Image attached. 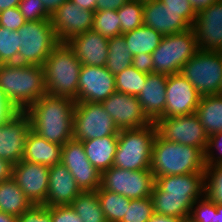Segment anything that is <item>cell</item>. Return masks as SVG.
Returning <instances> with one entry per match:
<instances>
[{"instance_id": "cell-1", "label": "cell", "mask_w": 222, "mask_h": 222, "mask_svg": "<svg viewBox=\"0 0 222 222\" xmlns=\"http://www.w3.org/2000/svg\"><path fill=\"white\" fill-rule=\"evenodd\" d=\"M204 189V172L158 177L151 194L154 212L187 219Z\"/></svg>"}, {"instance_id": "cell-2", "label": "cell", "mask_w": 222, "mask_h": 222, "mask_svg": "<svg viewBox=\"0 0 222 222\" xmlns=\"http://www.w3.org/2000/svg\"><path fill=\"white\" fill-rule=\"evenodd\" d=\"M75 99L46 94L25 112L29 115L31 130L52 143L63 146L73 139Z\"/></svg>"}, {"instance_id": "cell-3", "label": "cell", "mask_w": 222, "mask_h": 222, "mask_svg": "<svg viewBox=\"0 0 222 222\" xmlns=\"http://www.w3.org/2000/svg\"><path fill=\"white\" fill-rule=\"evenodd\" d=\"M0 89L18 111H26L46 95L43 66L0 64Z\"/></svg>"}, {"instance_id": "cell-4", "label": "cell", "mask_w": 222, "mask_h": 222, "mask_svg": "<svg viewBox=\"0 0 222 222\" xmlns=\"http://www.w3.org/2000/svg\"><path fill=\"white\" fill-rule=\"evenodd\" d=\"M205 153L194 146L160 138L157 134L152 147L150 170L154 178L205 171Z\"/></svg>"}, {"instance_id": "cell-5", "label": "cell", "mask_w": 222, "mask_h": 222, "mask_svg": "<svg viewBox=\"0 0 222 222\" xmlns=\"http://www.w3.org/2000/svg\"><path fill=\"white\" fill-rule=\"evenodd\" d=\"M81 67L73 49L59 42L43 64L46 94L76 99Z\"/></svg>"}, {"instance_id": "cell-6", "label": "cell", "mask_w": 222, "mask_h": 222, "mask_svg": "<svg viewBox=\"0 0 222 222\" xmlns=\"http://www.w3.org/2000/svg\"><path fill=\"white\" fill-rule=\"evenodd\" d=\"M156 134L154 122L145 127L120 130L113 166L133 171L149 170Z\"/></svg>"}, {"instance_id": "cell-7", "label": "cell", "mask_w": 222, "mask_h": 222, "mask_svg": "<svg viewBox=\"0 0 222 222\" xmlns=\"http://www.w3.org/2000/svg\"><path fill=\"white\" fill-rule=\"evenodd\" d=\"M18 64L43 66L51 50L60 42L51 20L26 21L17 30Z\"/></svg>"}, {"instance_id": "cell-8", "label": "cell", "mask_w": 222, "mask_h": 222, "mask_svg": "<svg viewBox=\"0 0 222 222\" xmlns=\"http://www.w3.org/2000/svg\"><path fill=\"white\" fill-rule=\"evenodd\" d=\"M199 51L192 28L163 36L153 51V73L172 75L180 73L184 64Z\"/></svg>"}, {"instance_id": "cell-9", "label": "cell", "mask_w": 222, "mask_h": 222, "mask_svg": "<svg viewBox=\"0 0 222 222\" xmlns=\"http://www.w3.org/2000/svg\"><path fill=\"white\" fill-rule=\"evenodd\" d=\"M180 73L201 96L221 94L222 55L199 50L182 67Z\"/></svg>"}, {"instance_id": "cell-10", "label": "cell", "mask_w": 222, "mask_h": 222, "mask_svg": "<svg viewBox=\"0 0 222 222\" xmlns=\"http://www.w3.org/2000/svg\"><path fill=\"white\" fill-rule=\"evenodd\" d=\"M119 132V128L101 103L76 102L73 116V140H92L118 135Z\"/></svg>"}, {"instance_id": "cell-11", "label": "cell", "mask_w": 222, "mask_h": 222, "mask_svg": "<svg viewBox=\"0 0 222 222\" xmlns=\"http://www.w3.org/2000/svg\"><path fill=\"white\" fill-rule=\"evenodd\" d=\"M155 178L151 170H125L112 166L101 173L102 190L121 194L129 199L151 197Z\"/></svg>"}, {"instance_id": "cell-12", "label": "cell", "mask_w": 222, "mask_h": 222, "mask_svg": "<svg viewBox=\"0 0 222 222\" xmlns=\"http://www.w3.org/2000/svg\"><path fill=\"white\" fill-rule=\"evenodd\" d=\"M154 124L156 133L160 138L183 145L194 146L205 153L209 136L196 113L159 118Z\"/></svg>"}, {"instance_id": "cell-13", "label": "cell", "mask_w": 222, "mask_h": 222, "mask_svg": "<svg viewBox=\"0 0 222 222\" xmlns=\"http://www.w3.org/2000/svg\"><path fill=\"white\" fill-rule=\"evenodd\" d=\"M61 163L70 171L82 192L100 188L101 173L89 162L81 141L72 139L62 146Z\"/></svg>"}, {"instance_id": "cell-14", "label": "cell", "mask_w": 222, "mask_h": 222, "mask_svg": "<svg viewBox=\"0 0 222 222\" xmlns=\"http://www.w3.org/2000/svg\"><path fill=\"white\" fill-rule=\"evenodd\" d=\"M115 91V75L105 66L82 65L76 102L101 103Z\"/></svg>"}, {"instance_id": "cell-15", "label": "cell", "mask_w": 222, "mask_h": 222, "mask_svg": "<svg viewBox=\"0 0 222 222\" xmlns=\"http://www.w3.org/2000/svg\"><path fill=\"white\" fill-rule=\"evenodd\" d=\"M94 12L79 8L71 0L66 1L51 15V24L60 42L92 30Z\"/></svg>"}, {"instance_id": "cell-16", "label": "cell", "mask_w": 222, "mask_h": 222, "mask_svg": "<svg viewBox=\"0 0 222 222\" xmlns=\"http://www.w3.org/2000/svg\"><path fill=\"white\" fill-rule=\"evenodd\" d=\"M201 97L194 86L181 73L168 75L167 99L163 118L195 113Z\"/></svg>"}, {"instance_id": "cell-17", "label": "cell", "mask_w": 222, "mask_h": 222, "mask_svg": "<svg viewBox=\"0 0 222 222\" xmlns=\"http://www.w3.org/2000/svg\"><path fill=\"white\" fill-rule=\"evenodd\" d=\"M101 104L119 130L145 127L152 123L135 96L115 91Z\"/></svg>"}, {"instance_id": "cell-18", "label": "cell", "mask_w": 222, "mask_h": 222, "mask_svg": "<svg viewBox=\"0 0 222 222\" xmlns=\"http://www.w3.org/2000/svg\"><path fill=\"white\" fill-rule=\"evenodd\" d=\"M31 130L29 115L18 111L0 127V158L12 165L18 164L23 157L25 140Z\"/></svg>"}, {"instance_id": "cell-19", "label": "cell", "mask_w": 222, "mask_h": 222, "mask_svg": "<svg viewBox=\"0 0 222 222\" xmlns=\"http://www.w3.org/2000/svg\"><path fill=\"white\" fill-rule=\"evenodd\" d=\"M48 166L21 160L13 165L12 178L33 205H44L49 185Z\"/></svg>"}, {"instance_id": "cell-20", "label": "cell", "mask_w": 222, "mask_h": 222, "mask_svg": "<svg viewBox=\"0 0 222 222\" xmlns=\"http://www.w3.org/2000/svg\"><path fill=\"white\" fill-rule=\"evenodd\" d=\"M143 25L151 27L163 36L177 34L191 28L182 18V12L166 8L160 0L144 4Z\"/></svg>"}, {"instance_id": "cell-21", "label": "cell", "mask_w": 222, "mask_h": 222, "mask_svg": "<svg viewBox=\"0 0 222 222\" xmlns=\"http://www.w3.org/2000/svg\"><path fill=\"white\" fill-rule=\"evenodd\" d=\"M108 39L91 30L71 38L67 44L82 65L103 67L108 57Z\"/></svg>"}, {"instance_id": "cell-22", "label": "cell", "mask_w": 222, "mask_h": 222, "mask_svg": "<svg viewBox=\"0 0 222 222\" xmlns=\"http://www.w3.org/2000/svg\"><path fill=\"white\" fill-rule=\"evenodd\" d=\"M81 192L76 180L62 163L50 167L45 206L70 205Z\"/></svg>"}, {"instance_id": "cell-23", "label": "cell", "mask_w": 222, "mask_h": 222, "mask_svg": "<svg viewBox=\"0 0 222 222\" xmlns=\"http://www.w3.org/2000/svg\"><path fill=\"white\" fill-rule=\"evenodd\" d=\"M167 81L168 75L166 74H147L144 87L137 96L143 112L151 122L163 118L167 99Z\"/></svg>"}, {"instance_id": "cell-24", "label": "cell", "mask_w": 222, "mask_h": 222, "mask_svg": "<svg viewBox=\"0 0 222 222\" xmlns=\"http://www.w3.org/2000/svg\"><path fill=\"white\" fill-rule=\"evenodd\" d=\"M62 146L47 141L30 130L25 140L22 160L48 166L61 163Z\"/></svg>"}, {"instance_id": "cell-25", "label": "cell", "mask_w": 222, "mask_h": 222, "mask_svg": "<svg viewBox=\"0 0 222 222\" xmlns=\"http://www.w3.org/2000/svg\"><path fill=\"white\" fill-rule=\"evenodd\" d=\"M89 162L100 172L111 168L118 145V135L81 141Z\"/></svg>"}, {"instance_id": "cell-26", "label": "cell", "mask_w": 222, "mask_h": 222, "mask_svg": "<svg viewBox=\"0 0 222 222\" xmlns=\"http://www.w3.org/2000/svg\"><path fill=\"white\" fill-rule=\"evenodd\" d=\"M32 206L31 201L26 197L13 178L0 182L1 212L18 218Z\"/></svg>"}, {"instance_id": "cell-27", "label": "cell", "mask_w": 222, "mask_h": 222, "mask_svg": "<svg viewBox=\"0 0 222 222\" xmlns=\"http://www.w3.org/2000/svg\"><path fill=\"white\" fill-rule=\"evenodd\" d=\"M195 113L208 136L222 132V94L202 96Z\"/></svg>"}, {"instance_id": "cell-28", "label": "cell", "mask_w": 222, "mask_h": 222, "mask_svg": "<svg viewBox=\"0 0 222 222\" xmlns=\"http://www.w3.org/2000/svg\"><path fill=\"white\" fill-rule=\"evenodd\" d=\"M122 36L125 38L127 48L133 56L141 53L152 54L159 46L163 37V35L145 25L127 32Z\"/></svg>"}, {"instance_id": "cell-29", "label": "cell", "mask_w": 222, "mask_h": 222, "mask_svg": "<svg viewBox=\"0 0 222 222\" xmlns=\"http://www.w3.org/2000/svg\"><path fill=\"white\" fill-rule=\"evenodd\" d=\"M70 205L83 222H107L97 191L81 192Z\"/></svg>"}, {"instance_id": "cell-30", "label": "cell", "mask_w": 222, "mask_h": 222, "mask_svg": "<svg viewBox=\"0 0 222 222\" xmlns=\"http://www.w3.org/2000/svg\"><path fill=\"white\" fill-rule=\"evenodd\" d=\"M133 55L127 48L125 38L120 35L108 39V57L105 67L113 74L132 65Z\"/></svg>"}, {"instance_id": "cell-31", "label": "cell", "mask_w": 222, "mask_h": 222, "mask_svg": "<svg viewBox=\"0 0 222 222\" xmlns=\"http://www.w3.org/2000/svg\"><path fill=\"white\" fill-rule=\"evenodd\" d=\"M96 191L106 221L121 222L131 199L101 188Z\"/></svg>"}, {"instance_id": "cell-32", "label": "cell", "mask_w": 222, "mask_h": 222, "mask_svg": "<svg viewBox=\"0 0 222 222\" xmlns=\"http://www.w3.org/2000/svg\"><path fill=\"white\" fill-rule=\"evenodd\" d=\"M146 76L131 65L115 74L116 91L137 97L144 87Z\"/></svg>"}, {"instance_id": "cell-33", "label": "cell", "mask_w": 222, "mask_h": 222, "mask_svg": "<svg viewBox=\"0 0 222 222\" xmlns=\"http://www.w3.org/2000/svg\"><path fill=\"white\" fill-rule=\"evenodd\" d=\"M143 8V3L136 0H129L120 9H117L121 35L143 25Z\"/></svg>"}, {"instance_id": "cell-34", "label": "cell", "mask_w": 222, "mask_h": 222, "mask_svg": "<svg viewBox=\"0 0 222 222\" xmlns=\"http://www.w3.org/2000/svg\"><path fill=\"white\" fill-rule=\"evenodd\" d=\"M92 31L107 38L121 35L120 19L117 10L94 12Z\"/></svg>"}, {"instance_id": "cell-35", "label": "cell", "mask_w": 222, "mask_h": 222, "mask_svg": "<svg viewBox=\"0 0 222 222\" xmlns=\"http://www.w3.org/2000/svg\"><path fill=\"white\" fill-rule=\"evenodd\" d=\"M204 186V196L215 204H222V164L206 165Z\"/></svg>"}, {"instance_id": "cell-36", "label": "cell", "mask_w": 222, "mask_h": 222, "mask_svg": "<svg viewBox=\"0 0 222 222\" xmlns=\"http://www.w3.org/2000/svg\"><path fill=\"white\" fill-rule=\"evenodd\" d=\"M19 37L17 31L0 26V64L18 63Z\"/></svg>"}, {"instance_id": "cell-37", "label": "cell", "mask_w": 222, "mask_h": 222, "mask_svg": "<svg viewBox=\"0 0 222 222\" xmlns=\"http://www.w3.org/2000/svg\"><path fill=\"white\" fill-rule=\"evenodd\" d=\"M154 213L151 197L131 199L121 222H147Z\"/></svg>"}, {"instance_id": "cell-38", "label": "cell", "mask_w": 222, "mask_h": 222, "mask_svg": "<svg viewBox=\"0 0 222 222\" xmlns=\"http://www.w3.org/2000/svg\"><path fill=\"white\" fill-rule=\"evenodd\" d=\"M216 212V204L203 196L194 202L188 218L192 222H216Z\"/></svg>"}, {"instance_id": "cell-39", "label": "cell", "mask_w": 222, "mask_h": 222, "mask_svg": "<svg viewBox=\"0 0 222 222\" xmlns=\"http://www.w3.org/2000/svg\"><path fill=\"white\" fill-rule=\"evenodd\" d=\"M18 8L26 21L51 19V15L40 0H21Z\"/></svg>"}, {"instance_id": "cell-40", "label": "cell", "mask_w": 222, "mask_h": 222, "mask_svg": "<svg viewBox=\"0 0 222 222\" xmlns=\"http://www.w3.org/2000/svg\"><path fill=\"white\" fill-rule=\"evenodd\" d=\"M16 222H53L51 206L33 205L29 210L21 214Z\"/></svg>"}, {"instance_id": "cell-41", "label": "cell", "mask_w": 222, "mask_h": 222, "mask_svg": "<svg viewBox=\"0 0 222 222\" xmlns=\"http://www.w3.org/2000/svg\"><path fill=\"white\" fill-rule=\"evenodd\" d=\"M215 150L219 151L218 157L216 153L214 154ZM205 164L206 165L222 164V132L215 133L208 137V144L205 151Z\"/></svg>"}, {"instance_id": "cell-42", "label": "cell", "mask_w": 222, "mask_h": 222, "mask_svg": "<svg viewBox=\"0 0 222 222\" xmlns=\"http://www.w3.org/2000/svg\"><path fill=\"white\" fill-rule=\"evenodd\" d=\"M26 20L20 13L18 7L8 8L0 12V26H3L9 30L17 31L20 29Z\"/></svg>"}, {"instance_id": "cell-43", "label": "cell", "mask_w": 222, "mask_h": 222, "mask_svg": "<svg viewBox=\"0 0 222 222\" xmlns=\"http://www.w3.org/2000/svg\"><path fill=\"white\" fill-rule=\"evenodd\" d=\"M166 8L175 12H182V18L192 27L197 13L194 11L189 0H160Z\"/></svg>"}, {"instance_id": "cell-44", "label": "cell", "mask_w": 222, "mask_h": 222, "mask_svg": "<svg viewBox=\"0 0 222 222\" xmlns=\"http://www.w3.org/2000/svg\"><path fill=\"white\" fill-rule=\"evenodd\" d=\"M53 222H83L71 205L51 206Z\"/></svg>"}, {"instance_id": "cell-45", "label": "cell", "mask_w": 222, "mask_h": 222, "mask_svg": "<svg viewBox=\"0 0 222 222\" xmlns=\"http://www.w3.org/2000/svg\"><path fill=\"white\" fill-rule=\"evenodd\" d=\"M17 112L18 110L13 106L5 93L0 89V127Z\"/></svg>"}, {"instance_id": "cell-46", "label": "cell", "mask_w": 222, "mask_h": 222, "mask_svg": "<svg viewBox=\"0 0 222 222\" xmlns=\"http://www.w3.org/2000/svg\"><path fill=\"white\" fill-rule=\"evenodd\" d=\"M132 66L146 74L153 73V59L149 53H141L133 56Z\"/></svg>"}, {"instance_id": "cell-47", "label": "cell", "mask_w": 222, "mask_h": 222, "mask_svg": "<svg viewBox=\"0 0 222 222\" xmlns=\"http://www.w3.org/2000/svg\"><path fill=\"white\" fill-rule=\"evenodd\" d=\"M129 0H97L96 12L102 10L120 9Z\"/></svg>"}, {"instance_id": "cell-48", "label": "cell", "mask_w": 222, "mask_h": 222, "mask_svg": "<svg viewBox=\"0 0 222 222\" xmlns=\"http://www.w3.org/2000/svg\"><path fill=\"white\" fill-rule=\"evenodd\" d=\"M13 165L5 159L0 158V182L12 178Z\"/></svg>"}, {"instance_id": "cell-49", "label": "cell", "mask_w": 222, "mask_h": 222, "mask_svg": "<svg viewBox=\"0 0 222 222\" xmlns=\"http://www.w3.org/2000/svg\"><path fill=\"white\" fill-rule=\"evenodd\" d=\"M45 7V10L50 14H54V12L60 8L66 1L69 0H40Z\"/></svg>"}, {"instance_id": "cell-50", "label": "cell", "mask_w": 222, "mask_h": 222, "mask_svg": "<svg viewBox=\"0 0 222 222\" xmlns=\"http://www.w3.org/2000/svg\"><path fill=\"white\" fill-rule=\"evenodd\" d=\"M184 219L168 215L154 213L147 222H182Z\"/></svg>"}, {"instance_id": "cell-51", "label": "cell", "mask_w": 222, "mask_h": 222, "mask_svg": "<svg viewBox=\"0 0 222 222\" xmlns=\"http://www.w3.org/2000/svg\"><path fill=\"white\" fill-rule=\"evenodd\" d=\"M73 3L77 4L79 8L84 10L96 12L97 0H71Z\"/></svg>"}, {"instance_id": "cell-52", "label": "cell", "mask_w": 222, "mask_h": 222, "mask_svg": "<svg viewBox=\"0 0 222 222\" xmlns=\"http://www.w3.org/2000/svg\"><path fill=\"white\" fill-rule=\"evenodd\" d=\"M20 1L21 0H0V12L8 8L18 7Z\"/></svg>"}, {"instance_id": "cell-53", "label": "cell", "mask_w": 222, "mask_h": 222, "mask_svg": "<svg viewBox=\"0 0 222 222\" xmlns=\"http://www.w3.org/2000/svg\"><path fill=\"white\" fill-rule=\"evenodd\" d=\"M17 217L0 211V222H16Z\"/></svg>"}, {"instance_id": "cell-54", "label": "cell", "mask_w": 222, "mask_h": 222, "mask_svg": "<svg viewBox=\"0 0 222 222\" xmlns=\"http://www.w3.org/2000/svg\"><path fill=\"white\" fill-rule=\"evenodd\" d=\"M216 222H222V204H216Z\"/></svg>"}, {"instance_id": "cell-55", "label": "cell", "mask_w": 222, "mask_h": 222, "mask_svg": "<svg viewBox=\"0 0 222 222\" xmlns=\"http://www.w3.org/2000/svg\"><path fill=\"white\" fill-rule=\"evenodd\" d=\"M136 1L145 4V3L156 1V0H136Z\"/></svg>"}, {"instance_id": "cell-56", "label": "cell", "mask_w": 222, "mask_h": 222, "mask_svg": "<svg viewBox=\"0 0 222 222\" xmlns=\"http://www.w3.org/2000/svg\"><path fill=\"white\" fill-rule=\"evenodd\" d=\"M182 222H192L189 218L184 219Z\"/></svg>"}, {"instance_id": "cell-57", "label": "cell", "mask_w": 222, "mask_h": 222, "mask_svg": "<svg viewBox=\"0 0 222 222\" xmlns=\"http://www.w3.org/2000/svg\"><path fill=\"white\" fill-rule=\"evenodd\" d=\"M221 53V55H222V52H220ZM221 94H222V82H221Z\"/></svg>"}]
</instances>
